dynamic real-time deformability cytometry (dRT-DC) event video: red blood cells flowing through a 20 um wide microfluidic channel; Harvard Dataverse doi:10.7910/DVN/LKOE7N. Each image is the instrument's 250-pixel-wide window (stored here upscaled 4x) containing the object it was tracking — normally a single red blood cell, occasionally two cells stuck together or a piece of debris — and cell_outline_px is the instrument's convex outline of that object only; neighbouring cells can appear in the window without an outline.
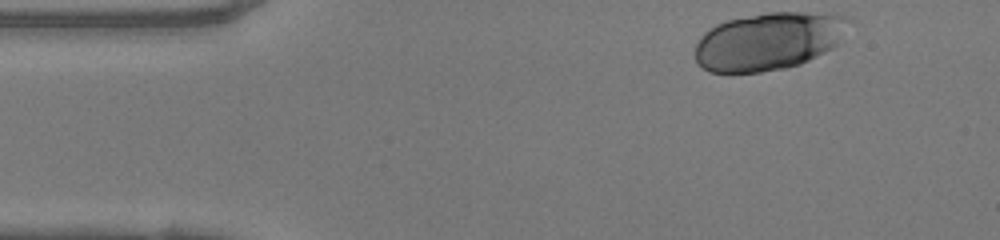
{"species": "human", "species_latin": "Homo sapiens", "temperature_condition": "warm", "stored_images_in_passage": 44, "camera_frame_rate_fps": 3000, "um_per_image_px": 0.085, "donor": {"sex": "female"}, "frame": {"image": 1, "passage_image": 1, "time_ms": 0.0, "image_size_px": [1000, 240], "cell_outline_px": [[856, 24], [832, 48], [800, 64], [784, 68], [760, 72], [708, 72], [696, 64], [696, 44], [700, 36], [708, 28], [716, 24], [728, 20], [768, 12], [836, 12], [852, 16], [856, 20]], "centroid_in_image_um": [65.45, 3.46], "position_along_channel_um": 19.6, "area_um2": 52.83}}
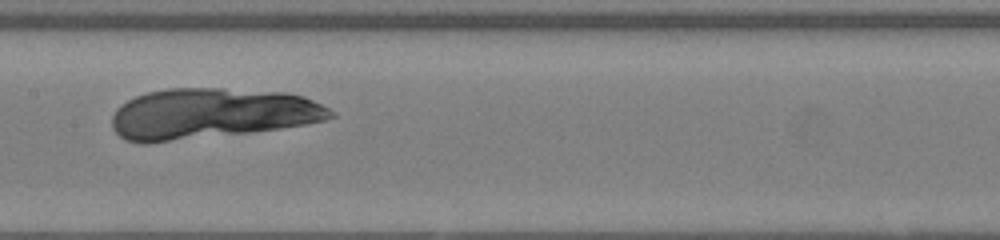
{"frame": {"image": 2, "passage_image": 19, "time_ms": 6.0, "image_size_px": [1000, 240], "cell_outline_px": [[336, 116], [324, 120], [308, 124], [280, 128], [248, 132], [148, 144], [140, 144], [124, 140], [112, 128], [112, 116], [116, 108], [120, 104], [136, 96], [148, 92], [168, 88], [224, 88], [284, 92], [304, 96], [336, 112]], "centroid_in_image_um": [17.94, 9.66], "position_along_channel_um": 189.5, "area_um2": 64.68}}
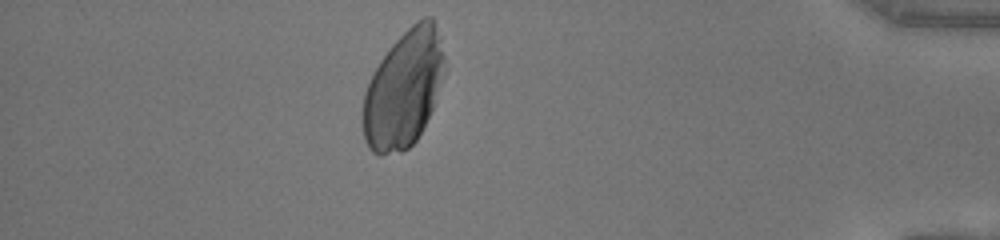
{"frame": {"image": 3, "passage_image": 38, "time_ms": 12.333, "image_size_px": [1000, 240], "cell_outline_px": [[444, 60], [440, 80], [432, 108], [416, 140], [408, 148], [400, 152], [380, 156], [372, 152], [368, 148], [364, 140], [364, 92], [380, 60], [392, 44], [412, 24], [424, 16], [432, 16], [440, 36], [444, 56]], "centroid_in_image_um": [34.29, 7.57], "position_along_channel_um": 400.9, "area_um2": 54.74}}